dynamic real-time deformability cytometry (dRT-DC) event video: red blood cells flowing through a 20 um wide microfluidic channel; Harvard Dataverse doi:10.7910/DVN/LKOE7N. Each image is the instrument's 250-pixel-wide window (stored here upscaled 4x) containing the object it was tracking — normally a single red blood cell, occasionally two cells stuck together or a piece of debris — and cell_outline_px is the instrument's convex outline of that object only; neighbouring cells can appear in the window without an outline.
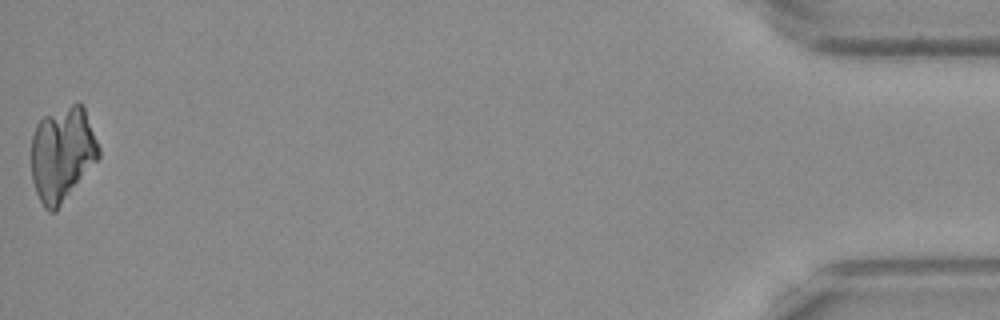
{"species": "Egyptian fruit bat (a non-hibernating species)", "species_latin": "Rousettus aegyptiacus", "temperature_condition": "warm", "stored_images_in_passage": 48, "camera_frame_rate_fps": 3000, "um_per_image_px": 0.085, "frame": {"image": 1, "passage_image": 48, "time_ms": 15.667, "image_size_px": [1000, 320], "cell_outline_px": [[100, 156], [56, 212], [48, 212], [44, 208], [36, 192], [32, 180], [32, 136], [36, 124], [44, 116], [72, 104], [80, 104], [84, 108], [100, 148]], "centroid_in_image_um": [5.28, 13.12], "position_along_channel_um": 429.9, "area_um2": 36.93}}